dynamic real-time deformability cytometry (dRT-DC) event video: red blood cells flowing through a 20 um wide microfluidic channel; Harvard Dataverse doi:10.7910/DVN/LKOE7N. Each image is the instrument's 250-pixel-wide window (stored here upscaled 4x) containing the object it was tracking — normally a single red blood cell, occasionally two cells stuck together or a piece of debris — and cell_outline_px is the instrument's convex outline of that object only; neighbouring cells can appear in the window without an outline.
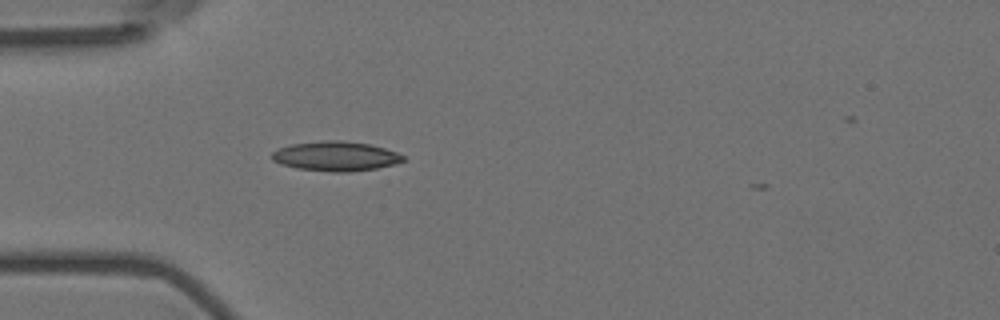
{"species": "Egyptian fruit bat (a non-hibernating species)", "species_latin": "Rousettus aegyptiacus", "temperature_condition": "room temperature", "stored_images_in_passage": 2, "camera_frame_rate_fps": 3000, "um_per_image_px": 0.085, "animal": {"sex": "female"}, "frame": {"image": 1, "passage_image": 1, "time_ms": 0.0, "image_size_px": [1000, 320], "cell_outline_px": [[404, 160], [392, 164], [376, 168], [348, 172], [332, 172], [296, 168], [280, 164], [272, 160], [272, 152], [276, 148], [292, 144], [324, 140], [340, 140], [368, 144], [384, 148], [396, 152], [404, 156]], "centroid_in_image_um": [28.47, 13.27], "position_along_channel_um": 56.5, "area_um2": 22.54}}